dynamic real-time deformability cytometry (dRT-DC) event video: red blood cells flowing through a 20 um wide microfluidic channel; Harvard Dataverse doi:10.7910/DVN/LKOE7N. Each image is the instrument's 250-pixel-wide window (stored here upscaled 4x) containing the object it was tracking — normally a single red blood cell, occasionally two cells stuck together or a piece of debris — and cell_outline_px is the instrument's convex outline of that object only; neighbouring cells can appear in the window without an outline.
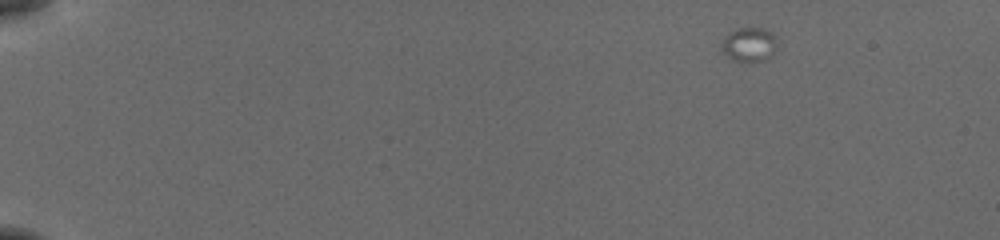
{"species": "common noctule bat (a hibernating species)", "species_latin": "Nyctalus noctula", "temperature_condition": "cold", "stored_images_in_passage": 15, "camera_frame_rate_fps": 3000, "um_per_image_px": 0.085, "animal": {"sex": "female", "body_mass_g": 19.5, "forearm_length_mm": 54.1}, "frame": {"image": 1, "passage_image": 1, "time_ms": 0.0, "image_size_px": [1000, 240], "cell_outline_px": [[776, 48], [764, 60], [748, 64], [744, 64], [728, 56], [720, 48], [720, 44], [732, 32], [740, 28], [764, 28], [772, 32], [776, 36]], "centroid_in_image_um": [63.7, 3.81], "position_along_channel_um": 21.3, "area_um2": 11.04}}